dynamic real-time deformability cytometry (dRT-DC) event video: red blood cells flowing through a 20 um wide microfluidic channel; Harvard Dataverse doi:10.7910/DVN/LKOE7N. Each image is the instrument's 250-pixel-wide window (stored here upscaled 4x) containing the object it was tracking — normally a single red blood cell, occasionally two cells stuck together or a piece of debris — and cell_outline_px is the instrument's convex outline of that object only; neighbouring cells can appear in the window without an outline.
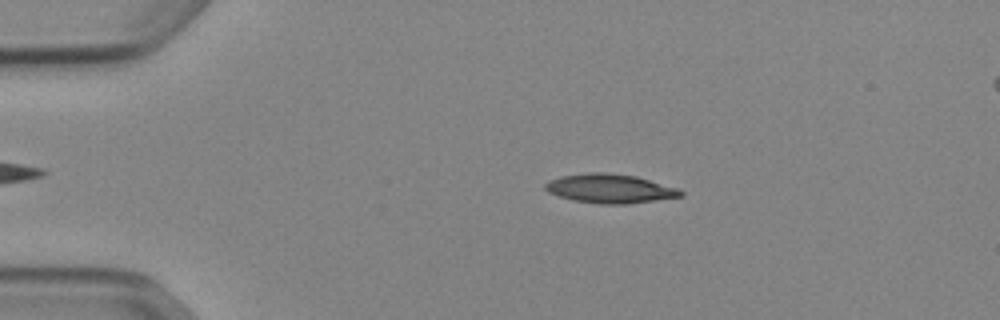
{"species": "Egyptian fruit bat (a non-hibernating species)", "species_latin": "Rousettus aegyptiacus", "temperature_condition": "cold", "stored_images_in_passage": 45, "camera_frame_rate_fps": 3000, "um_per_image_px": 0.085, "animal": {"sex": "female"}, "frame": {"image": 1, "passage_image": 11, "time_ms": 3.333, "image_size_px": [1000, 320], "cell_outline_px": [[684, 196], [628, 204], [600, 204], [572, 200], [548, 192], [544, 188], [544, 184], [548, 180], [560, 176], [588, 172], [604, 172], [636, 176], [680, 188], [684, 192]], "centroid_in_image_um": [51.86, 16.02], "position_along_channel_um": 33.1, "area_um2": 23.18}}
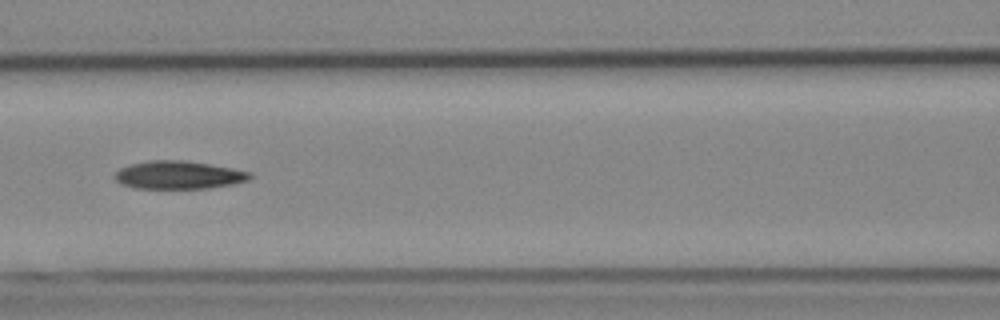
{"frame": {"image": 2, "passage_image": 24, "time_ms": 7.667, "image_size_px": [1000, 320], "cell_outline_px": [[252, 176], [248, 180], [232, 184], [208, 188], [132, 188], [120, 184], [116, 180], [116, 172], [120, 168], [132, 164], [148, 160], [184, 160], [232, 168], [252, 172]], "centroid_in_image_um": [15.18, 14.87], "position_along_channel_um": 151.4, "area_um2": 21.96}}
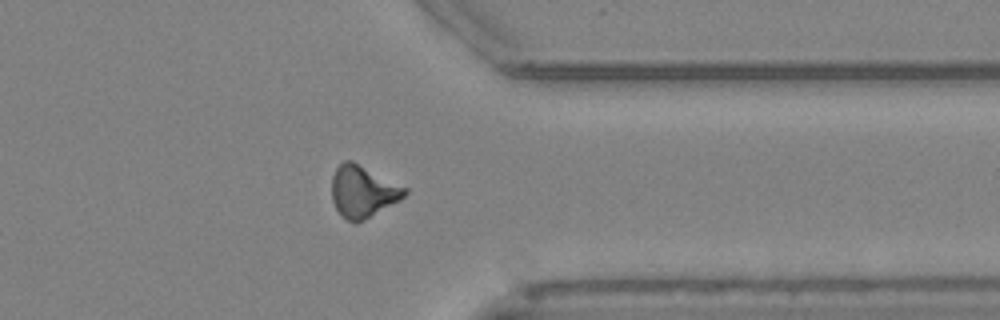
{"frame": {"image": 3, "passage_image": 42, "time_ms": 13.667, "image_size_px": [1000, 320], "cell_outline_px": [[408, 192], [400, 200], [356, 224], [348, 220], [336, 208], [332, 200], [332, 176], [336, 168], [344, 160], [352, 160], [408, 188]], "centroid_in_image_um": [30.85, 16.26], "position_along_channel_um": 380.6, "area_um2": 21.91}}